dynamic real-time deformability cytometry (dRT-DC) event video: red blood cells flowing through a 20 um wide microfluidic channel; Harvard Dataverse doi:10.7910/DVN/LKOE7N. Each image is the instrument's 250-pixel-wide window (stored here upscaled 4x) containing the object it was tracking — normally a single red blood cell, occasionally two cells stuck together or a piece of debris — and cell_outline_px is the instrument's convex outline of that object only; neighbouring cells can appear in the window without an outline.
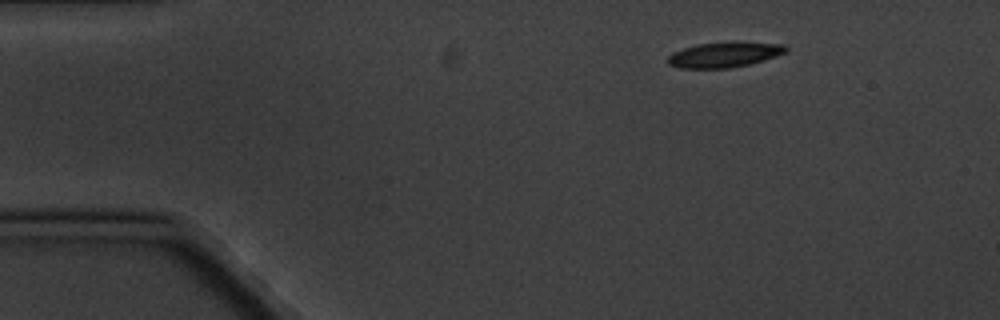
{"species": "common noctule bat (a hibernating species)", "species_latin": "Nyctalus noctula", "temperature_condition": "cold", "stored_images_in_passage": 5, "camera_frame_rate_fps": 3000, "um_per_image_px": 0.085, "animal": {"sex": "male", "body_mass_g": 20.1, "forearm_length_mm": 53.5}, "frame": {"image": 1, "passage_image": 1, "time_ms": 0.0, "image_size_px": [1000, 320], "cell_outline_px": [[788, 48], [784, 52], [764, 60], [748, 64], [728, 68], [680, 68], [668, 64], [664, 60], [672, 52], [696, 44], [732, 40], [736, 40], [784, 44]], "centroid_in_image_um": [61.53, 4.61], "position_along_channel_um": 23.5, "area_um2": 17.8}}
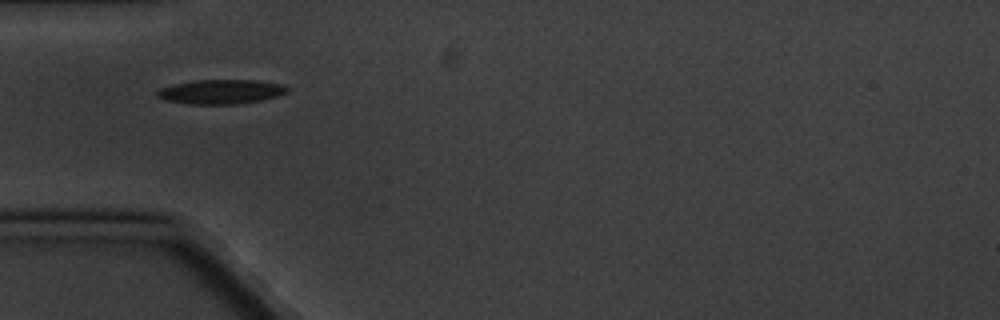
{"frame": {"image": 2, "passage_image": 4, "time_ms": 3.333, "image_size_px": [1000, 320], "cell_outline_px": [[288, 92], [276, 96], [260, 100], [236, 104], [188, 104], [164, 100], [156, 96], [156, 92], [160, 88], [172, 84], [196, 80], [256, 80], [284, 84], [288, 88]], "centroid_in_image_um": [18.75, 7.79], "position_along_channel_um": 66.2, "area_um2": 18.55}}